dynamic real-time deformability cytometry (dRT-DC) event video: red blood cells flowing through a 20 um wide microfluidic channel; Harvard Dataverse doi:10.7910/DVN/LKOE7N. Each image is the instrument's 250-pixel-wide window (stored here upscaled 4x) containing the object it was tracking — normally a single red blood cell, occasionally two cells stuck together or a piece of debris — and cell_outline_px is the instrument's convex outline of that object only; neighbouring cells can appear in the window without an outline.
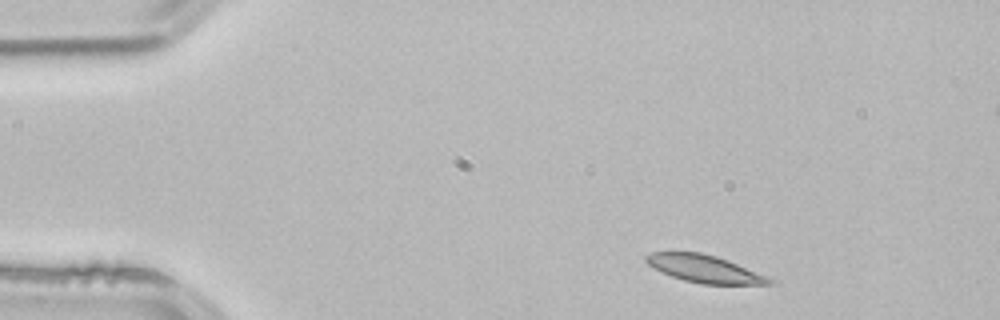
{"species": "common noctule bat (a hibernating species)", "species_latin": "Nyctalus noctula", "temperature_condition": "room temperature", "stored_images_in_passage": 3, "segment_of_instrument_passage": [1, 2], "camera_frame_rate_fps": 3000, "um_per_image_px": 0.085, "animal": {"sex": "male", "body_mass_g": 21.5, "forearm_length_mm": 52.0}, "frame": {"image": 1, "passage_image": 1, "time_ms": 0.0, "image_size_px": [1000, 320], "cell_outline_px": [[776, 284], [700, 284], [684, 280], [660, 272], [648, 264], [644, 260], [644, 256], [652, 252], [700, 252], [716, 256], [728, 260], [776, 280]], "centroid_in_image_um": [59.88, 22.85], "position_along_channel_um": 25.1, "area_um2": 19.77}}